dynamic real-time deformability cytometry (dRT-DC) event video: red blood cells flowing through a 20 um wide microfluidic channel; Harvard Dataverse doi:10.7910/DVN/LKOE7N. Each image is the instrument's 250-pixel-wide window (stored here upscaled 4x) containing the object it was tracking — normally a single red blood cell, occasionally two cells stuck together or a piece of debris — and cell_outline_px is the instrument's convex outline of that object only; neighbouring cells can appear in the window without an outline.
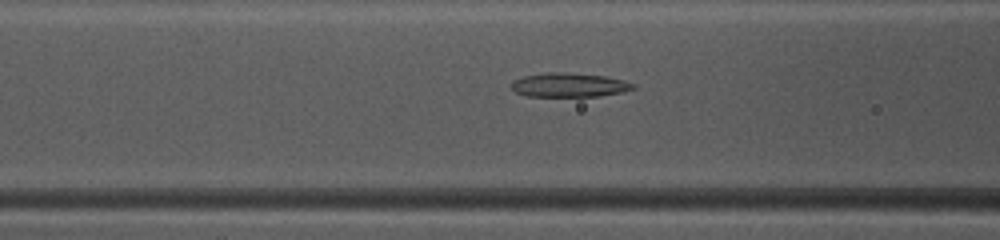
{"species": "common noctule bat (a hibernating species)", "species_latin": "Nyctalus noctula", "temperature_condition": "warm", "stored_images_in_passage": 49, "camera_frame_rate_fps": 3000, "um_per_image_px": 0.085, "animal": {"sex": "female", "body_mass_g": 10.0, "forearm_length_mm": 53.1}, "frame": {"image": 1, "passage_image": 20, "time_ms": 6.333, "image_size_px": [1000, 240], "cell_outline_px": [[636, 88], [620, 92], [600, 96], [528, 96], [516, 92], [512, 88], [512, 80], [524, 76], [548, 72], [564, 72], [604, 76], [624, 80], [636, 84]], "centroid_in_image_um": [48.39, 7.22], "position_along_channel_um": 118.2, "area_um2": 16.99}}
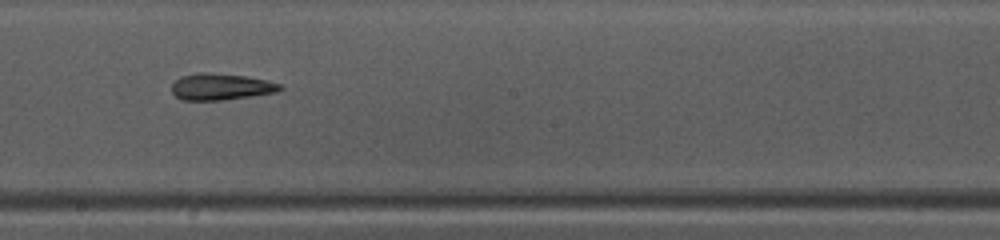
{"frame": {"image": 2, "passage_image": 28, "time_ms": 9.0, "image_size_px": [1000, 240], "cell_outline_px": [[284, 88], [276, 92], [224, 100], [184, 100], [176, 96], [172, 92], [172, 84], [180, 76], [196, 72], [208, 72], [244, 76], [264, 80], [280, 84]], "centroid_in_image_um": [18.74, 7.37], "position_along_channel_um": 229.5, "area_um2": 16.65}}
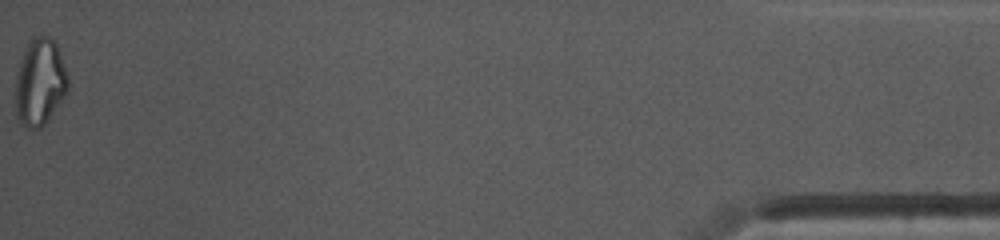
{"frame": {"image": 3, "passage_image": 49, "time_ms": 16.0, "image_size_px": [1000, 240], "cell_outline_px": [[68, 92], [44, 124], [40, 128], [28, 128], [16, 116], [16, 76], [20, 60], [28, 40], [32, 36], [48, 36], [56, 44], [68, 76]], "centroid_in_image_um": [3.39, 6.96], "position_along_channel_um": 431.8, "area_um2": 26.41}, "authors_computed_cell_mechanics": {"area_um2": 19.074, "velocity_mm_per_s": 4.1639, "shape_relaxation_time_tau1_ms": null, "shape_relaxation_time_tau2_ms": 6.2696, "deformation_change_tau1": null, "deformation_change_tau2": 0.1381}}